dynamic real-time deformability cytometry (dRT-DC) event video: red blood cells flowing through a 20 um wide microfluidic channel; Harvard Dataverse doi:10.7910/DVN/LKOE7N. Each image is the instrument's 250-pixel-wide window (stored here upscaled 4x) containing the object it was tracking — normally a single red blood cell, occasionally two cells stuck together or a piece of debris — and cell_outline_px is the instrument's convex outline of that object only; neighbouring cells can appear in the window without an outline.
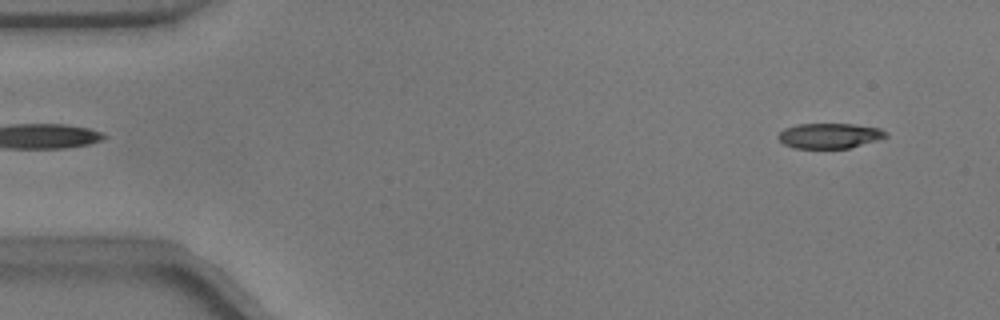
{"species": "common noctule bat (a hibernating species)", "species_latin": "Nyctalus noctula", "temperature_condition": "warm", "stored_images_in_passage": 52, "camera_frame_rate_fps": 3000, "um_per_image_px": 0.085, "animal": {"sex": "male", "body_mass_g": 17.9}, "frame": {"image": 1, "passage_image": 3, "time_ms": 0.667, "image_size_px": [1000, 320], "cell_outline_px": [[888, 136], [876, 140], [848, 148], [792, 148], [784, 144], [776, 136], [784, 128], [796, 124], [852, 124], [880, 128], [888, 132]], "centroid_in_image_um": [70.48, 11.53], "position_along_channel_um": 14.5, "area_um2": 15.78}}
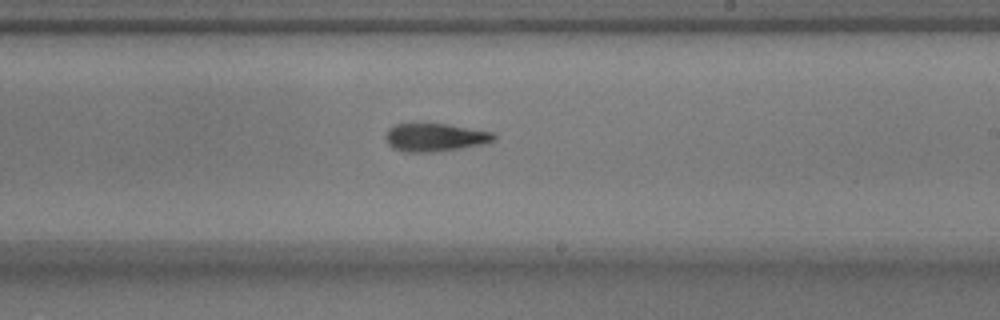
{"frame": {"image": 2, "passage_image": 30, "time_ms": 9.667, "image_size_px": [1000, 320], "cell_outline_px": [[496, 140], [484, 144], [432, 152], [408, 152], [392, 148], [388, 144], [388, 128], [396, 124], [448, 124], [496, 132]], "centroid_in_image_um": [37.06, 11.67], "position_along_channel_um": 251.9, "area_um2": 17.57}}
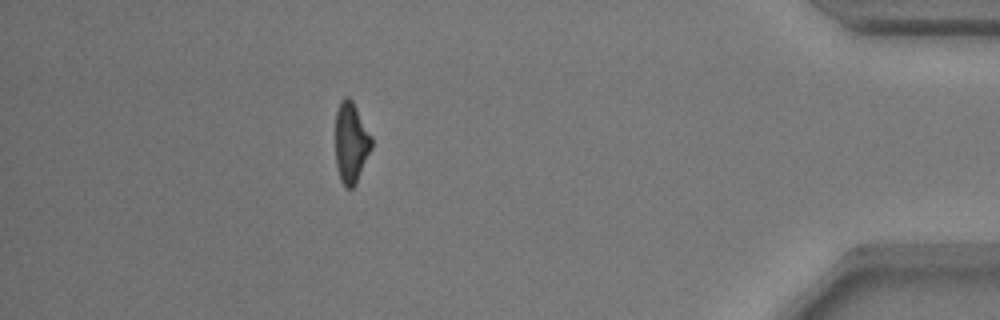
{"frame": {"image": 3, "passage_image": 46, "time_ms": 15.0, "image_size_px": [1000, 320], "cell_outline_px": [[372, 148], [356, 184], [352, 188], [348, 188], [340, 180], [336, 168], [336, 112], [340, 100], [344, 96], [348, 96], [352, 100], [372, 136]], "centroid_in_image_um": [29.84, 12.12], "position_along_channel_um": 405.4, "area_um2": 17.11}, "authors_computed_cell_mechanics": {"area_um2": 17.4845, "velocity_mm_per_s": 3.7995, "shape_relaxation_time_tau1_ms": 3.2485, "shape_relaxation_time_tau2_ms": 4.608, "deformation_change_tau1": 0.1786, "deformation_change_tau2": 0.1765}}